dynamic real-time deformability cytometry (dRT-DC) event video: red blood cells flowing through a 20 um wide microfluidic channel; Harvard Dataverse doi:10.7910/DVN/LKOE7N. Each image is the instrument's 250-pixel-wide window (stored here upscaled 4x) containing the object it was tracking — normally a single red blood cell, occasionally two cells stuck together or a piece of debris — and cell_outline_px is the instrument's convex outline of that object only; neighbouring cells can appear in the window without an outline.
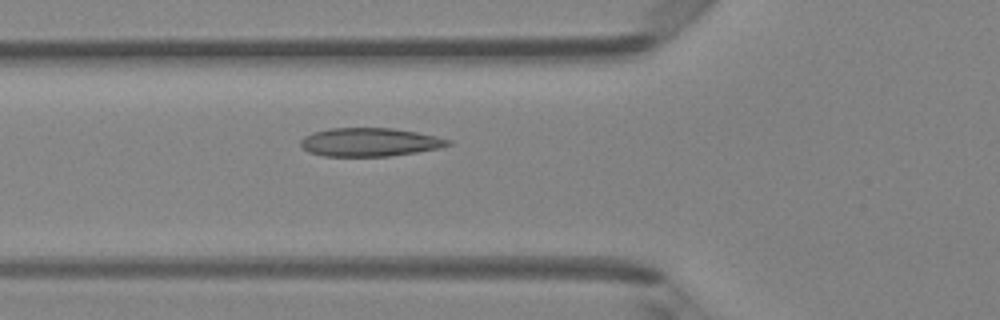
{"species": "Egyptian fruit bat (a non-hibernating species)", "species_latin": "Rousettus aegyptiacus", "temperature_condition": "room temperature", "stored_images_in_passage": 45, "camera_frame_rate_fps": 3000, "um_per_image_px": 0.085, "animal": {"sex": "female"}, "frame": {"image": 1, "passage_image": 18, "time_ms": 5.667, "image_size_px": [1000, 320], "cell_outline_px": [[452, 144], [440, 148], [416, 152], [388, 156], [324, 156], [308, 152], [300, 144], [300, 140], [304, 136], [312, 132], [328, 128], [392, 128], [416, 132], [436, 136], [452, 140]], "centroid_in_image_um": [31.42, 12.08], "position_along_channel_um": 94.4, "area_um2": 24.51}}
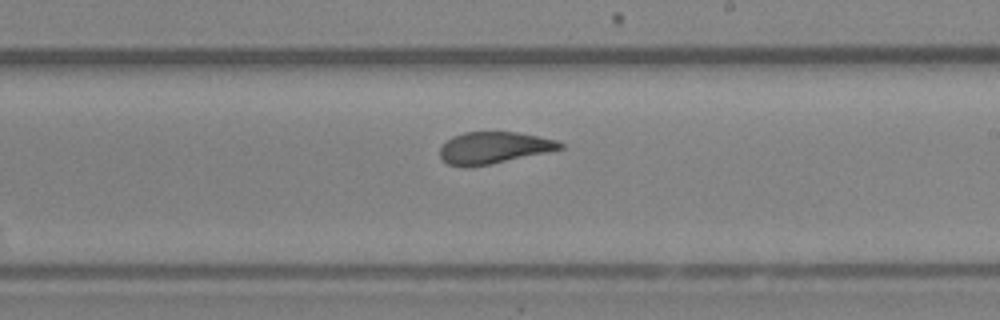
{"frame": {"image": 2, "passage_image": 29, "time_ms": 9.333, "image_size_px": [1000, 320], "cell_outline_px": [[564, 148], [492, 164], [468, 168], [464, 168], [448, 164], [440, 156], [440, 148], [452, 136], [464, 132], [516, 132], [556, 140], [564, 144]], "centroid_in_image_um": [41.94, 12.57], "position_along_channel_um": 247.1, "area_um2": 22.2}}
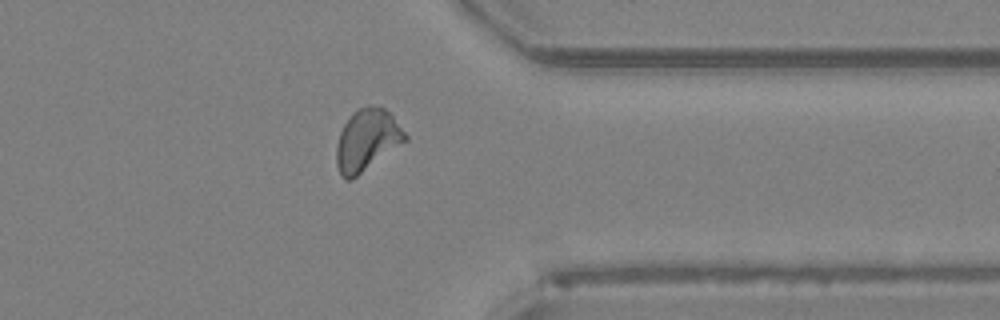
{"frame": {"image": 3, "passage_image": 39, "time_ms": 12.667, "image_size_px": [1000, 320], "cell_outline_px": [[408, 140], [352, 180], [344, 180], [340, 176], [336, 164], [336, 148], [340, 132], [344, 124], [360, 108], [368, 104], [384, 108], [392, 116], [408, 136]], "centroid_in_image_um": [31.19, 11.95], "position_along_channel_um": 380.2, "area_um2": 24.62}}